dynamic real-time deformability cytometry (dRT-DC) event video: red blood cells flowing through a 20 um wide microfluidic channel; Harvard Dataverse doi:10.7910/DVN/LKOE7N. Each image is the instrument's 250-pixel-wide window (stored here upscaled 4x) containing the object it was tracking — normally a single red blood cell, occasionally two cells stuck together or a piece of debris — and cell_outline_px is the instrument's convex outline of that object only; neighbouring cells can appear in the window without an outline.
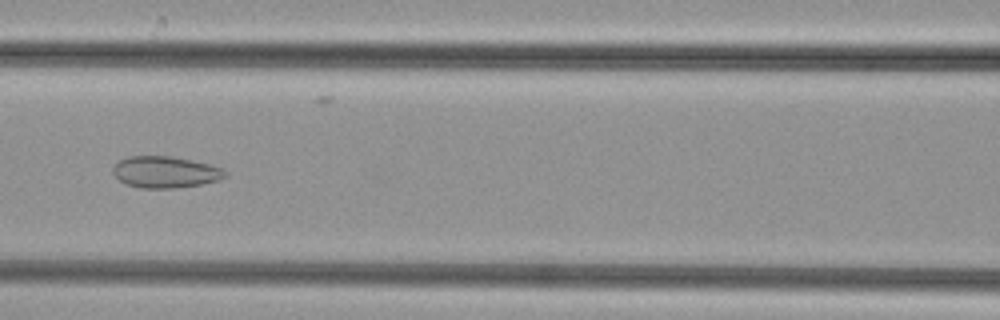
{"species": "common noctule bat (a hibernating species)", "species_latin": "Nyctalus noctula", "temperature_condition": "cold", "stored_images_in_passage": 47, "camera_frame_rate_fps": 3000, "um_per_image_px": 0.085, "animal": {"sex": "female", "body_mass_g": 29.2, "forearm_length_mm": 56.3}, "frame": {"image": 1, "passage_image": 19, "time_ms": 6.0, "image_size_px": [1000, 320], "cell_outline_px": [[228, 176], [216, 180], [200, 184], [176, 188], [140, 188], [124, 184], [112, 172], [112, 168], [120, 160], [128, 156], [172, 156], [192, 160], [208, 164], [220, 168], [228, 172]], "centroid_in_image_um": [14.03, 14.62], "position_along_channel_um": 152.6, "area_um2": 20.58}}
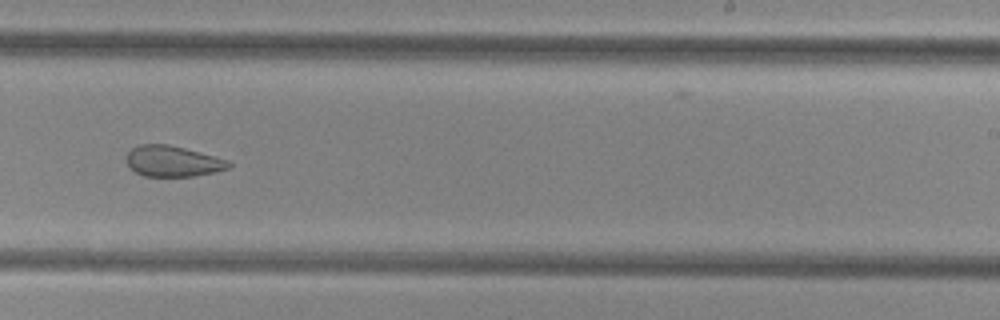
{"frame": {"image": 2, "passage_image": 28, "time_ms": 9.0, "image_size_px": [1000, 320], "cell_outline_px": [[232, 164], [228, 168], [216, 172], [192, 176], [144, 176], [136, 172], [128, 164], [128, 152], [132, 148], [140, 144], [168, 144], [216, 156], [228, 160]], "centroid_in_image_um": [14.72, 13.7], "position_along_channel_um": 274.3, "area_um2": 18.21}}
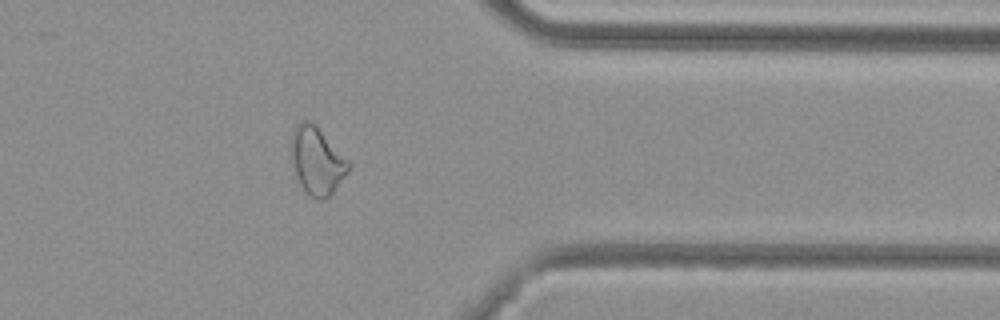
{"frame": {"image": 3, "passage_image": 37, "time_ms": 12.0, "image_size_px": [1000, 320], "cell_outline_px": [[352, 164], [348, 172], [332, 192], [324, 200], [320, 200], [312, 196], [300, 184], [292, 168], [292, 132], [296, 124], [300, 120], [308, 120]], "centroid_in_image_um": [26.92, 13.69], "position_along_channel_um": 384.5, "area_um2": 21.79}}